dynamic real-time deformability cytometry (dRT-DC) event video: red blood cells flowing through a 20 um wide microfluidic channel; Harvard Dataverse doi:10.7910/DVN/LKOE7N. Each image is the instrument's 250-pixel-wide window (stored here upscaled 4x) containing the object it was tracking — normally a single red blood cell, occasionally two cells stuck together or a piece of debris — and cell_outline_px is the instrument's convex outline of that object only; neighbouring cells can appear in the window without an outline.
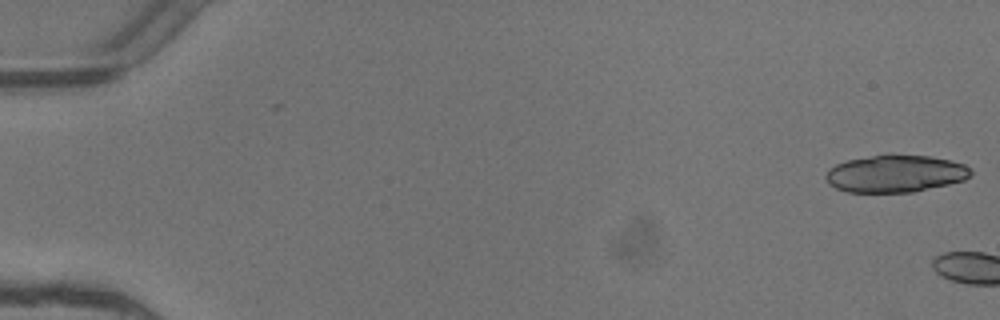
{"species": "common noctule bat (a hibernating species)", "species_latin": "Nyctalus noctula", "temperature_condition": "warm", "stored_images_in_passage": 7, "camera_frame_rate_fps": 3000, "um_per_image_px": 0.085, "animal": {"sex": "female"}, "frame": {"image": 1, "passage_image": 1, "time_ms": 0.0, "image_size_px": [1000, 320], "cell_outline_px": [[972, 176], [964, 180], [948, 184], [912, 192], [848, 192], [836, 188], [828, 184], [824, 176], [828, 168], [836, 164], [848, 160], [888, 152], [928, 156], [952, 160], [964, 164], [972, 168]], "centroid_in_image_um": [76.11, 14.73], "position_along_channel_um": 8.9, "area_um2": 32.19}}
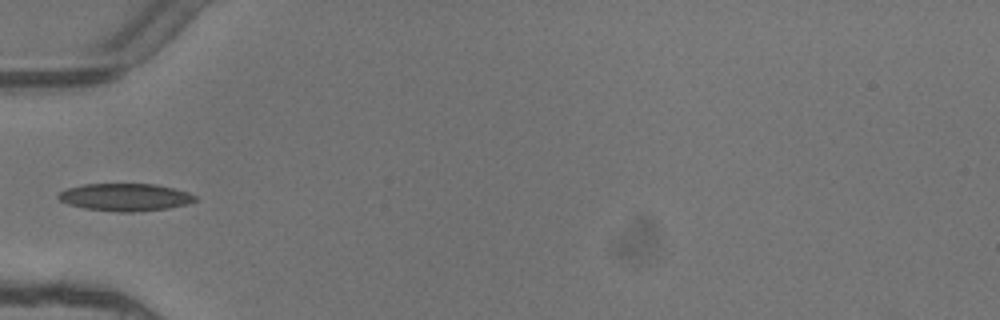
{"frame": {"image": 2, "passage_image": 6, "time_ms": 1.667, "image_size_px": [1000, 320], "cell_outline_px": [[196, 200], [188, 204], [168, 208], [132, 212], [116, 212], [84, 208], [68, 204], [60, 200], [56, 196], [60, 192], [68, 188], [84, 184], [156, 184], [188, 192], [196, 196]], "centroid_in_image_um": [10.64, 16.76], "position_along_channel_um": 74.4, "area_um2": 21.85}}
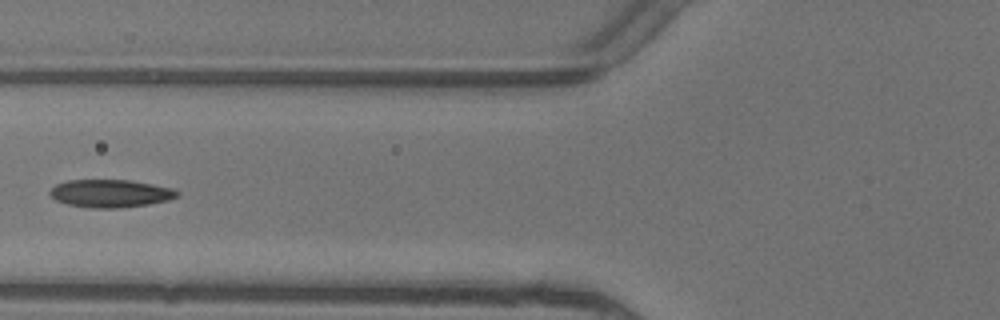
{"frame": {"image": 3, "passage_image": 7, "time_ms": 2.0, "image_size_px": [1000, 320], "cell_outline_px": [[180, 196], [168, 200], [148, 204], [116, 208], [92, 208], [68, 204], [56, 200], [48, 192], [56, 184], [68, 180], [132, 180], [172, 188], [180, 192]], "centroid_in_image_um": [9.41, 16.43], "position_along_channel_um": 116.4, "area_um2": 20.58}}